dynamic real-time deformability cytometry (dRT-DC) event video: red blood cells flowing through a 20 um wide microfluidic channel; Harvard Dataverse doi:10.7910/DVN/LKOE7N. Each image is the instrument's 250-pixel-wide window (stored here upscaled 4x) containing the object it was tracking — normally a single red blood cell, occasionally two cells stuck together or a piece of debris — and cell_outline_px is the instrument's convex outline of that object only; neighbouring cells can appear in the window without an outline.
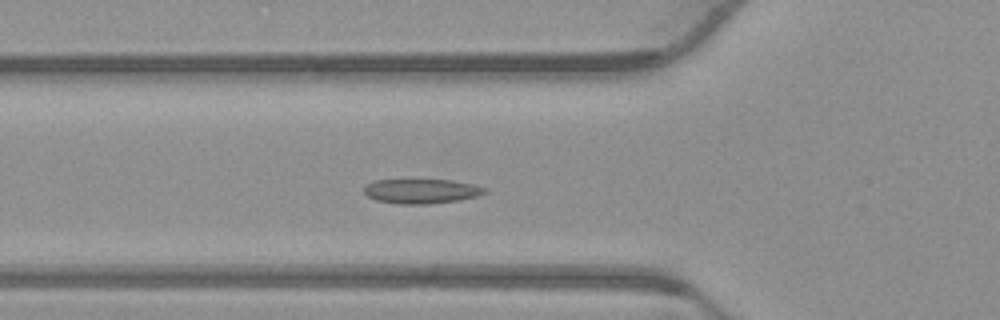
{"species": "common noctule bat (a hibernating species)", "species_latin": "Nyctalus noctula", "temperature_condition": "warm", "stored_images_in_passage": 11, "camera_frame_rate_fps": 3000, "um_per_image_px": 0.085, "animal": {"sex": "male", "body_mass_g": 23.1, "forearm_length_mm": 52.7}, "frame": {"image": 1, "passage_image": 6, "time_ms": 1.667, "image_size_px": [1000, 320], "cell_outline_px": [[488, 192], [476, 196], [460, 200], [428, 204], [400, 204], [376, 200], [368, 196], [364, 192], [364, 188], [368, 184], [376, 180], [452, 180], [472, 184], [488, 188]], "centroid_in_image_um": [35.86, 16.25], "position_along_channel_um": 89.9, "area_um2": 17.22}}
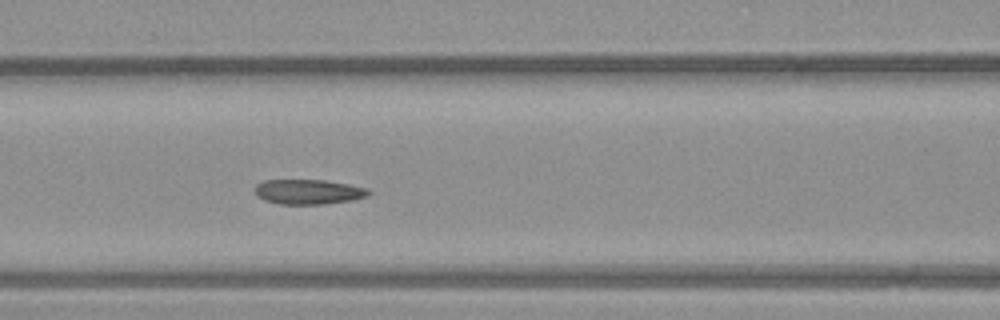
{"frame": {"image": 2, "passage_image": 10, "time_ms": 3.0, "image_size_px": [1000, 320], "cell_outline_px": [[372, 192], [368, 196], [352, 200], [324, 204], [280, 204], [264, 200], [256, 192], [256, 184], [264, 180], [324, 180], [348, 184], [368, 188]], "centroid_in_image_um": [26.26, 16.3], "position_along_channel_um": 140.3, "area_um2": 16.42}}